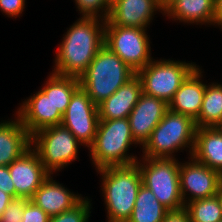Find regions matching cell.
Wrapping results in <instances>:
<instances>
[{"instance_id":"6da1fadb","label":"cell","mask_w":222,"mask_h":222,"mask_svg":"<svg viewBox=\"0 0 222 222\" xmlns=\"http://www.w3.org/2000/svg\"><path fill=\"white\" fill-rule=\"evenodd\" d=\"M106 20L80 17L63 34L52 73L80 78L104 46Z\"/></svg>"},{"instance_id":"7a4b0ae2","label":"cell","mask_w":222,"mask_h":222,"mask_svg":"<svg viewBox=\"0 0 222 222\" xmlns=\"http://www.w3.org/2000/svg\"><path fill=\"white\" fill-rule=\"evenodd\" d=\"M96 171L102 176L101 190L107 210V222H127L142 185L138 165L109 166Z\"/></svg>"},{"instance_id":"3957f363","label":"cell","mask_w":222,"mask_h":222,"mask_svg":"<svg viewBox=\"0 0 222 222\" xmlns=\"http://www.w3.org/2000/svg\"><path fill=\"white\" fill-rule=\"evenodd\" d=\"M133 144L138 143L132 136L128 118L99 120L94 141L88 148L95 169L135 164L138 157L128 152Z\"/></svg>"},{"instance_id":"277c9868","label":"cell","mask_w":222,"mask_h":222,"mask_svg":"<svg viewBox=\"0 0 222 222\" xmlns=\"http://www.w3.org/2000/svg\"><path fill=\"white\" fill-rule=\"evenodd\" d=\"M135 75L134 70L104 45L79 78L80 87L99 105Z\"/></svg>"},{"instance_id":"5b68a950","label":"cell","mask_w":222,"mask_h":222,"mask_svg":"<svg viewBox=\"0 0 222 222\" xmlns=\"http://www.w3.org/2000/svg\"><path fill=\"white\" fill-rule=\"evenodd\" d=\"M196 129L192 118L168 110L142 146V157L175 158V153L185 148L191 157Z\"/></svg>"},{"instance_id":"8992f818","label":"cell","mask_w":222,"mask_h":222,"mask_svg":"<svg viewBox=\"0 0 222 222\" xmlns=\"http://www.w3.org/2000/svg\"><path fill=\"white\" fill-rule=\"evenodd\" d=\"M139 160L136 164L141 173L142 185L151 190L167 209L185 208L180 192L179 160L148 157L139 158Z\"/></svg>"},{"instance_id":"52a82bcc","label":"cell","mask_w":222,"mask_h":222,"mask_svg":"<svg viewBox=\"0 0 222 222\" xmlns=\"http://www.w3.org/2000/svg\"><path fill=\"white\" fill-rule=\"evenodd\" d=\"M80 145L73 133L62 124L44 128L31 136V147L51 175L78 159Z\"/></svg>"},{"instance_id":"ba28073f","label":"cell","mask_w":222,"mask_h":222,"mask_svg":"<svg viewBox=\"0 0 222 222\" xmlns=\"http://www.w3.org/2000/svg\"><path fill=\"white\" fill-rule=\"evenodd\" d=\"M197 66L195 62L153 59L136 74L141 79L144 94L169 104L182 82Z\"/></svg>"},{"instance_id":"9c48e42d","label":"cell","mask_w":222,"mask_h":222,"mask_svg":"<svg viewBox=\"0 0 222 222\" xmlns=\"http://www.w3.org/2000/svg\"><path fill=\"white\" fill-rule=\"evenodd\" d=\"M147 29L105 25L104 45L136 73L153 60Z\"/></svg>"},{"instance_id":"30bf717a","label":"cell","mask_w":222,"mask_h":222,"mask_svg":"<svg viewBox=\"0 0 222 222\" xmlns=\"http://www.w3.org/2000/svg\"><path fill=\"white\" fill-rule=\"evenodd\" d=\"M48 77L40 91L27 97L15 113L30 136L44 128L62 123L63 114L52 102V73Z\"/></svg>"},{"instance_id":"8fae6325","label":"cell","mask_w":222,"mask_h":222,"mask_svg":"<svg viewBox=\"0 0 222 222\" xmlns=\"http://www.w3.org/2000/svg\"><path fill=\"white\" fill-rule=\"evenodd\" d=\"M99 122L98 107L88 94L79 87L72 95L62 125L70 130L75 138L85 147L94 141Z\"/></svg>"},{"instance_id":"7c38bea8","label":"cell","mask_w":222,"mask_h":222,"mask_svg":"<svg viewBox=\"0 0 222 222\" xmlns=\"http://www.w3.org/2000/svg\"><path fill=\"white\" fill-rule=\"evenodd\" d=\"M185 163L180 162V192L184 205L189 202L212 197L222 184V175L192 156ZM189 193V194H188Z\"/></svg>"},{"instance_id":"4fadbf2b","label":"cell","mask_w":222,"mask_h":222,"mask_svg":"<svg viewBox=\"0 0 222 222\" xmlns=\"http://www.w3.org/2000/svg\"><path fill=\"white\" fill-rule=\"evenodd\" d=\"M9 172L16 189V198L31 199L35 191L49 177L37 152L30 147L9 166Z\"/></svg>"},{"instance_id":"5bb4252c","label":"cell","mask_w":222,"mask_h":222,"mask_svg":"<svg viewBox=\"0 0 222 222\" xmlns=\"http://www.w3.org/2000/svg\"><path fill=\"white\" fill-rule=\"evenodd\" d=\"M157 11L164 16L157 0H111L105 25L147 29Z\"/></svg>"},{"instance_id":"9a60e30c","label":"cell","mask_w":222,"mask_h":222,"mask_svg":"<svg viewBox=\"0 0 222 222\" xmlns=\"http://www.w3.org/2000/svg\"><path fill=\"white\" fill-rule=\"evenodd\" d=\"M168 110V104L165 101L144 93L141 94L139 101L128 116L132 136L139 146L146 143Z\"/></svg>"},{"instance_id":"2e32d148","label":"cell","mask_w":222,"mask_h":222,"mask_svg":"<svg viewBox=\"0 0 222 222\" xmlns=\"http://www.w3.org/2000/svg\"><path fill=\"white\" fill-rule=\"evenodd\" d=\"M198 65L182 82L168 104L170 111L189 116L194 121L198 118L205 94L206 84L201 79L202 69Z\"/></svg>"},{"instance_id":"e0dca14e","label":"cell","mask_w":222,"mask_h":222,"mask_svg":"<svg viewBox=\"0 0 222 222\" xmlns=\"http://www.w3.org/2000/svg\"><path fill=\"white\" fill-rule=\"evenodd\" d=\"M142 93L141 79L136 74L109 98L97 105L99 120L128 118Z\"/></svg>"},{"instance_id":"ac0fdd59","label":"cell","mask_w":222,"mask_h":222,"mask_svg":"<svg viewBox=\"0 0 222 222\" xmlns=\"http://www.w3.org/2000/svg\"><path fill=\"white\" fill-rule=\"evenodd\" d=\"M53 179L50 174L30 199L49 217L71 209L83 198L81 194H74V192Z\"/></svg>"},{"instance_id":"d6986e66","label":"cell","mask_w":222,"mask_h":222,"mask_svg":"<svg viewBox=\"0 0 222 222\" xmlns=\"http://www.w3.org/2000/svg\"><path fill=\"white\" fill-rule=\"evenodd\" d=\"M31 147V136L20 118L0 122V166H9Z\"/></svg>"},{"instance_id":"ffe728a7","label":"cell","mask_w":222,"mask_h":222,"mask_svg":"<svg viewBox=\"0 0 222 222\" xmlns=\"http://www.w3.org/2000/svg\"><path fill=\"white\" fill-rule=\"evenodd\" d=\"M192 157L222 175V128H197Z\"/></svg>"},{"instance_id":"44dd1931","label":"cell","mask_w":222,"mask_h":222,"mask_svg":"<svg viewBox=\"0 0 222 222\" xmlns=\"http://www.w3.org/2000/svg\"><path fill=\"white\" fill-rule=\"evenodd\" d=\"M215 0H176L165 11L168 19L184 24L214 25Z\"/></svg>"},{"instance_id":"7402d4cb","label":"cell","mask_w":222,"mask_h":222,"mask_svg":"<svg viewBox=\"0 0 222 222\" xmlns=\"http://www.w3.org/2000/svg\"><path fill=\"white\" fill-rule=\"evenodd\" d=\"M169 211L158 201L151 190L141 185L132 214L127 222H162Z\"/></svg>"},{"instance_id":"603a6c76","label":"cell","mask_w":222,"mask_h":222,"mask_svg":"<svg viewBox=\"0 0 222 222\" xmlns=\"http://www.w3.org/2000/svg\"><path fill=\"white\" fill-rule=\"evenodd\" d=\"M197 128L222 126V84L207 85L198 118Z\"/></svg>"},{"instance_id":"cb8c5ba5","label":"cell","mask_w":222,"mask_h":222,"mask_svg":"<svg viewBox=\"0 0 222 222\" xmlns=\"http://www.w3.org/2000/svg\"><path fill=\"white\" fill-rule=\"evenodd\" d=\"M80 87L79 78L52 73V102L64 114L73 93Z\"/></svg>"},{"instance_id":"d4e9b609","label":"cell","mask_w":222,"mask_h":222,"mask_svg":"<svg viewBox=\"0 0 222 222\" xmlns=\"http://www.w3.org/2000/svg\"><path fill=\"white\" fill-rule=\"evenodd\" d=\"M191 222H219L222 220V210L215 196L189 202L185 205Z\"/></svg>"},{"instance_id":"484cf974","label":"cell","mask_w":222,"mask_h":222,"mask_svg":"<svg viewBox=\"0 0 222 222\" xmlns=\"http://www.w3.org/2000/svg\"><path fill=\"white\" fill-rule=\"evenodd\" d=\"M91 204L90 199L84 197L71 209L61 214L51 216L49 222H88L91 214Z\"/></svg>"},{"instance_id":"4316f807","label":"cell","mask_w":222,"mask_h":222,"mask_svg":"<svg viewBox=\"0 0 222 222\" xmlns=\"http://www.w3.org/2000/svg\"><path fill=\"white\" fill-rule=\"evenodd\" d=\"M74 2L81 17L107 20L109 16L111 0H74Z\"/></svg>"},{"instance_id":"83f0119b","label":"cell","mask_w":222,"mask_h":222,"mask_svg":"<svg viewBox=\"0 0 222 222\" xmlns=\"http://www.w3.org/2000/svg\"><path fill=\"white\" fill-rule=\"evenodd\" d=\"M27 198H13L3 212L0 222H22L23 212Z\"/></svg>"},{"instance_id":"f1b7e54d","label":"cell","mask_w":222,"mask_h":222,"mask_svg":"<svg viewBox=\"0 0 222 222\" xmlns=\"http://www.w3.org/2000/svg\"><path fill=\"white\" fill-rule=\"evenodd\" d=\"M50 217L31 200L25 205L22 222H49Z\"/></svg>"},{"instance_id":"f546056e","label":"cell","mask_w":222,"mask_h":222,"mask_svg":"<svg viewBox=\"0 0 222 222\" xmlns=\"http://www.w3.org/2000/svg\"><path fill=\"white\" fill-rule=\"evenodd\" d=\"M25 0H0V10L10 18L19 17L24 12Z\"/></svg>"},{"instance_id":"4dcf8cb0","label":"cell","mask_w":222,"mask_h":222,"mask_svg":"<svg viewBox=\"0 0 222 222\" xmlns=\"http://www.w3.org/2000/svg\"><path fill=\"white\" fill-rule=\"evenodd\" d=\"M0 189L16 198V189L10 176L8 166H0Z\"/></svg>"},{"instance_id":"1f68e13d","label":"cell","mask_w":222,"mask_h":222,"mask_svg":"<svg viewBox=\"0 0 222 222\" xmlns=\"http://www.w3.org/2000/svg\"><path fill=\"white\" fill-rule=\"evenodd\" d=\"M162 222H191L188 211L183 208L180 210H170Z\"/></svg>"},{"instance_id":"d6a6232c","label":"cell","mask_w":222,"mask_h":222,"mask_svg":"<svg viewBox=\"0 0 222 222\" xmlns=\"http://www.w3.org/2000/svg\"><path fill=\"white\" fill-rule=\"evenodd\" d=\"M214 25L219 26L222 31V0H215Z\"/></svg>"},{"instance_id":"836d02e7","label":"cell","mask_w":222,"mask_h":222,"mask_svg":"<svg viewBox=\"0 0 222 222\" xmlns=\"http://www.w3.org/2000/svg\"><path fill=\"white\" fill-rule=\"evenodd\" d=\"M12 199L13 197L10 194L5 193L0 189V218L3 215L5 209L8 207V204L12 201Z\"/></svg>"},{"instance_id":"e575fe53","label":"cell","mask_w":222,"mask_h":222,"mask_svg":"<svg viewBox=\"0 0 222 222\" xmlns=\"http://www.w3.org/2000/svg\"><path fill=\"white\" fill-rule=\"evenodd\" d=\"M175 1L176 0H157V3L164 12Z\"/></svg>"},{"instance_id":"d590c367","label":"cell","mask_w":222,"mask_h":222,"mask_svg":"<svg viewBox=\"0 0 222 222\" xmlns=\"http://www.w3.org/2000/svg\"><path fill=\"white\" fill-rule=\"evenodd\" d=\"M216 197L219 201V204H220V208L222 210V184L219 186L218 188V191H217V194H216Z\"/></svg>"}]
</instances>
